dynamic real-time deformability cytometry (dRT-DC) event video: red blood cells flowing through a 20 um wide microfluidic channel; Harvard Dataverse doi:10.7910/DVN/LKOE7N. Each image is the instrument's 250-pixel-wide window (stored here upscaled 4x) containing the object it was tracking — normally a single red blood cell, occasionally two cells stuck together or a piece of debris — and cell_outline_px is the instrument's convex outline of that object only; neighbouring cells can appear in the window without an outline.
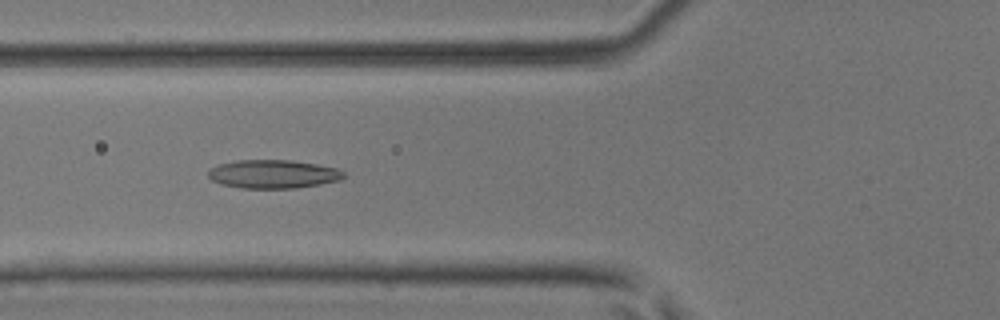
{"species": "common noctule bat (a hibernating species)", "species_latin": "Nyctalus noctula", "temperature_condition": "room temperature", "stored_images_in_passage": 49, "camera_frame_rate_fps": 3000, "um_per_image_px": 0.085, "animal": {"sex": "male", "body_mass_g": 17.9, "forearm_length_mm": 54.2}, "frame": {"image": 1, "passage_image": 19, "time_ms": 6.0, "image_size_px": [1000, 320], "cell_outline_px": [[344, 176], [340, 180], [320, 184], [296, 188], [240, 188], [220, 184], [212, 180], [208, 176], [208, 172], [212, 168], [220, 164], [240, 160], [292, 160], [316, 164], [336, 168], [344, 172]], "centroid_in_image_um": [23.22, 14.8], "position_along_channel_um": 102.6, "area_um2": 22.37}}
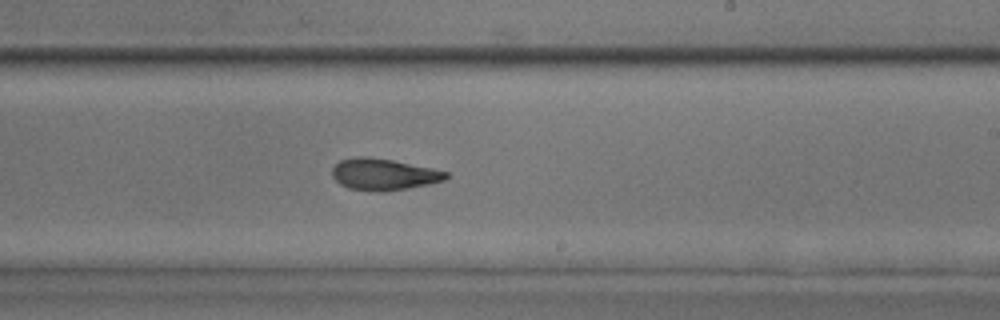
{"frame": {"image": 2, "passage_image": 30, "time_ms": 9.667, "image_size_px": [1000, 320], "cell_outline_px": [[448, 176], [444, 180], [428, 184], [408, 188], [384, 192], [372, 192], [348, 188], [340, 184], [332, 176], [332, 168], [340, 160], [356, 156], [368, 156], [392, 160], [432, 168], [448, 172]], "centroid_in_image_um": [32.58, 14.82], "position_along_channel_um": 256.4, "area_um2": 21.04}}
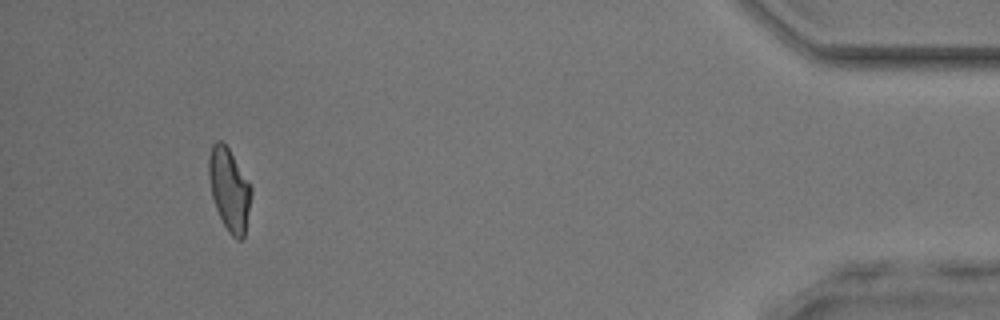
{"frame": {"image": 3, "passage_image": 46, "time_ms": 15.0, "image_size_px": [1000, 320], "cell_outline_px": [[252, 192], [244, 236], [240, 240], [236, 240], [228, 232], [216, 208], [212, 196], [208, 176], [208, 156], [212, 144], [216, 140], [220, 140], [228, 148], [252, 184]], "centroid_in_image_um": [19.49, 16.08], "position_along_channel_um": 415.7, "area_um2": 20.52}, "authors_computed_cell_mechanics": {"area_um2": 21.2704, "velocity_mm_per_s": 4.2124, "shape_relaxation_time_tau1_ms": null, "shape_relaxation_time_tau2_ms": 2.4294, "deformation_change_tau1": null, "deformation_change_tau2": 0.1128}}